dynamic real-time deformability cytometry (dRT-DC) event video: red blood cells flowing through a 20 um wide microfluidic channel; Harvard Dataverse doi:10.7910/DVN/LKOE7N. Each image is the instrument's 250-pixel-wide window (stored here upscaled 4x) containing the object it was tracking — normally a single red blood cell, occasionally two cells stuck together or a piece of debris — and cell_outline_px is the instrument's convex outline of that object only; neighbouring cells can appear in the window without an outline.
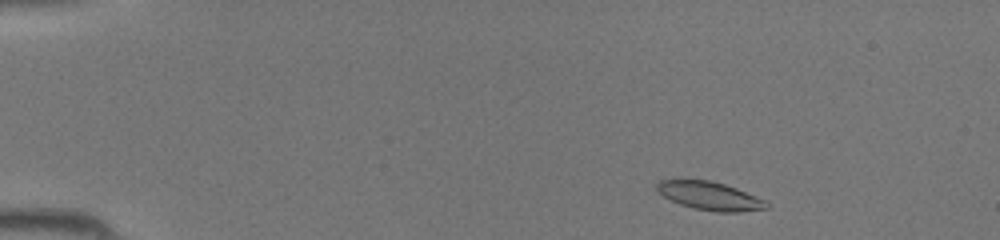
{"species": "common noctule bat (a hibernating species)", "species_latin": "Nyctalus noctula", "temperature_condition": "room temperature", "stored_images_in_passage": 39, "camera_frame_rate_fps": 3000, "um_per_image_px": 0.085, "animal": {"sex": "female", "body_mass_g": 19.5, "forearm_length_mm": 54.1}, "frame": {"image": 1, "passage_image": 2, "time_ms": 0.333, "image_size_px": [1000, 240], "cell_outline_px": [[768, 208], [740, 212], [716, 212], [692, 208], [680, 204], [656, 192], [656, 184], [660, 180], [708, 180], [724, 184], [736, 188], [768, 200]], "centroid_in_image_um": [60.36, 16.66], "position_along_channel_um": 24.6, "area_um2": 18.15}}
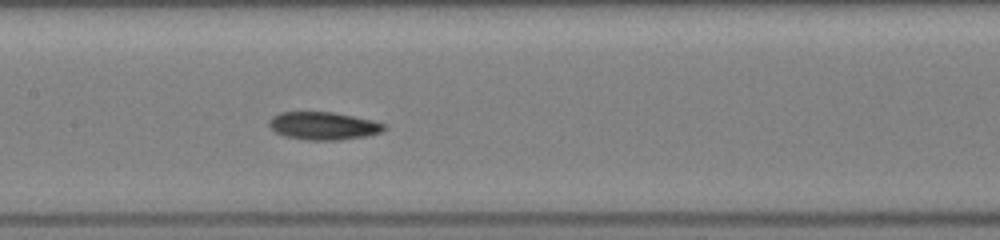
{"frame": {"image": 2, "passage_image": 18, "time_ms": 5.667, "image_size_px": [1000, 240], "cell_outline_px": [[388, 128], [380, 132], [364, 136], [340, 140], [308, 140], [284, 136], [276, 132], [268, 124], [268, 120], [272, 116], [280, 112], [332, 112], [372, 120], [384, 124]], "centroid_in_image_um": [27.46, 10.69], "position_along_channel_um": 179.9, "area_um2": 18.55}}
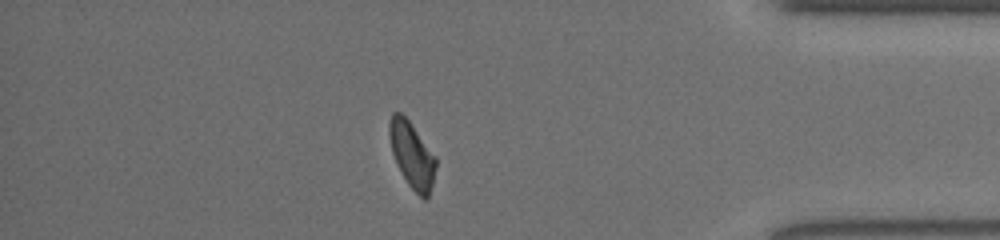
{"frame": {"image": 3, "passage_image": 34, "time_ms": 11.0, "image_size_px": [1000, 240], "cell_outline_px": [[436, 168], [432, 184], [428, 196], [424, 200], [408, 184], [392, 152], [388, 132], [388, 124], [392, 112], [400, 112], [408, 120], [436, 156]], "centroid_in_image_um": [35.02, 13.13], "position_along_channel_um": 400.2, "area_um2": 17.51}}